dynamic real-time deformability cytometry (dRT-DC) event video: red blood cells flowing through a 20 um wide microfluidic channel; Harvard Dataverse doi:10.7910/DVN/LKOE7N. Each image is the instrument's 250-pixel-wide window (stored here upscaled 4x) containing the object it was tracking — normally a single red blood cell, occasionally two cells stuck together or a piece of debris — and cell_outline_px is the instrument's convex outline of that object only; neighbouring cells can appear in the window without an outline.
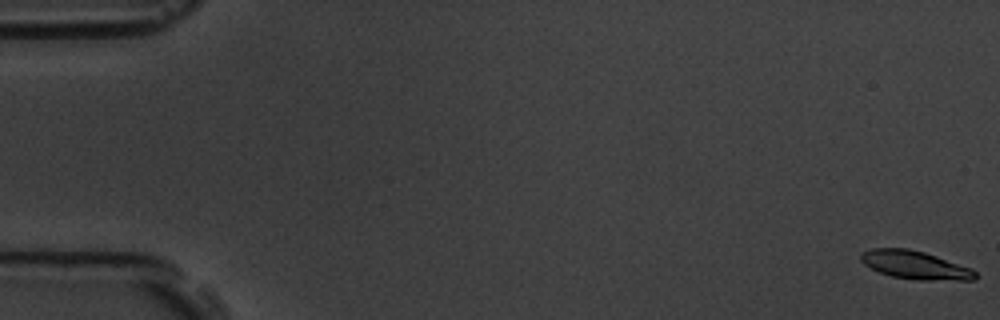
{"species": "common noctule bat (a hibernating species)", "species_latin": "Nyctalus noctula", "temperature_condition": "room temperature", "stored_images_in_passage": 6, "camera_frame_rate_fps": 3000, "um_per_image_px": 0.085, "animal": {"sex": "male", "body_mass_g": 19.5, "forearm_length_mm": 54.6}, "frame": {"image": 1, "passage_image": 1, "time_ms": 0.0, "image_size_px": [1000, 320], "cell_outline_px": [[976, 280], [916, 280], [892, 276], [880, 272], [864, 264], [860, 260], [860, 256], [864, 252], [872, 248], [908, 248], [924, 252], [972, 268], [976, 272]], "centroid_in_image_um": [77.8, 22.53], "position_along_channel_um": 7.2, "area_um2": 18.73}}
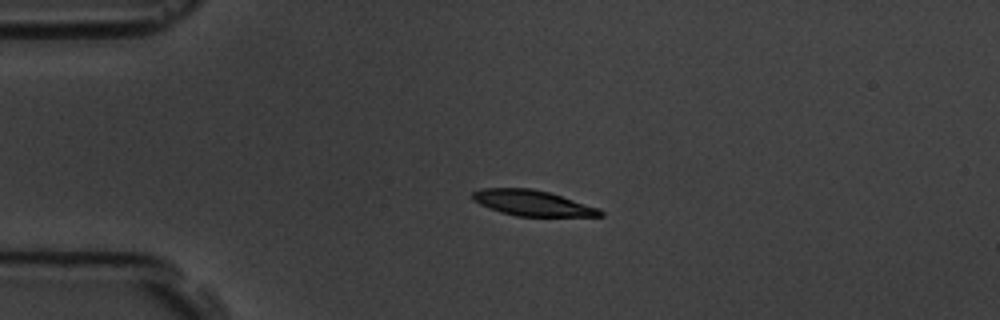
{"frame": {"image": 2, "passage_image": 4, "time_ms": 4.333, "image_size_px": [1000, 320], "cell_outline_px": [[604, 216], [516, 216], [500, 212], [488, 208], [472, 200], [472, 192], [480, 188], [532, 188], [548, 192], [600, 208], [604, 212]], "centroid_in_image_um": [45.24, 17.25], "position_along_channel_um": 39.8, "area_um2": 19.07}}
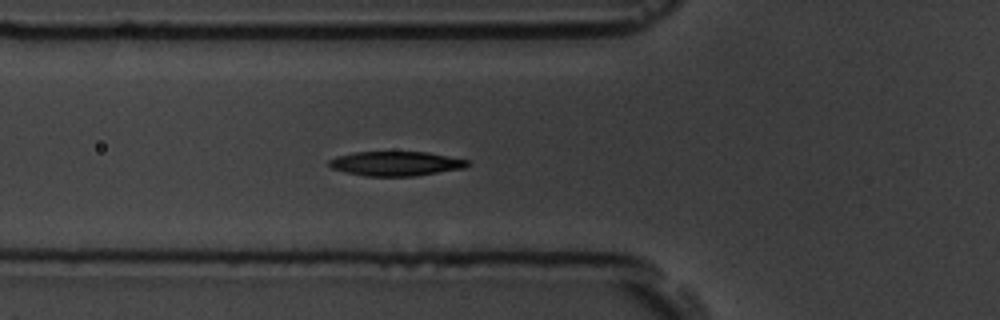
{"frame": {"image": 3, "passage_image": 6, "time_ms": 6.667, "image_size_px": [1000, 320], "cell_outline_px": [[468, 164], [464, 168], [416, 176], [364, 176], [344, 172], [332, 168], [328, 164], [328, 160], [336, 156], [356, 152], [428, 152], [468, 160]], "centroid_in_image_um": [33.61, 13.91], "position_along_channel_um": 92.2, "area_um2": 19.71}}